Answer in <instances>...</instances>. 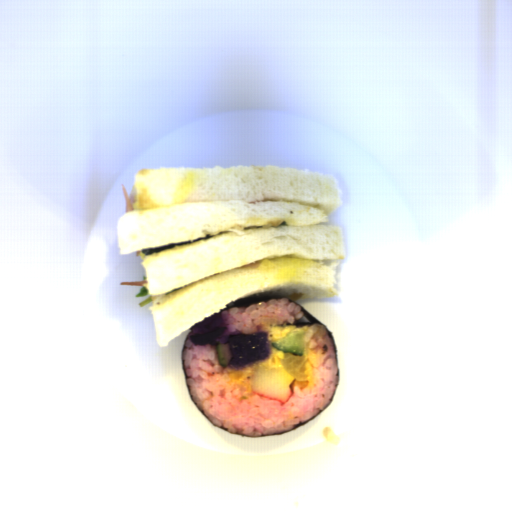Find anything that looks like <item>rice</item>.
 Listing matches in <instances>:
<instances>
[{
  "instance_id": "rice-1",
  "label": "rice",
  "mask_w": 512,
  "mask_h": 512,
  "mask_svg": "<svg viewBox=\"0 0 512 512\" xmlns=\"http://www.w3.org/2000/svg\"><path fill=\"white\" fill-rule=\"evenodd\" d=\"M295 328L303 330L308 385L300 388L293 381V394L285 405L252 393L251 379L249 384L230 382L231 365L219 364L216 344L193 345L188 337L183 356L191 398L214 425L257 437L290 429L325 408L338 384L335 348L323 324Z\"/></svg>"
},
{
  "instance_id": "rice-2",
  "label": "rice",
  "mask_w": 512,
  "mask_h": 512,
  "mask_svg": "<svg viewBox=\"0 0 512 512\" xmlns=\"http://www.w3.org/2000/svg\"><path fill=\"white\" fill-rule=\"evenodd\" d=\"M224 322L230 330H241L244 333L255 332L257 325L262 330H270L285 322H293L304 316L300 305L290 302L288 297L258 302L246 308L231 307L222 310Z\"/></svg>"
}]
</instances>
